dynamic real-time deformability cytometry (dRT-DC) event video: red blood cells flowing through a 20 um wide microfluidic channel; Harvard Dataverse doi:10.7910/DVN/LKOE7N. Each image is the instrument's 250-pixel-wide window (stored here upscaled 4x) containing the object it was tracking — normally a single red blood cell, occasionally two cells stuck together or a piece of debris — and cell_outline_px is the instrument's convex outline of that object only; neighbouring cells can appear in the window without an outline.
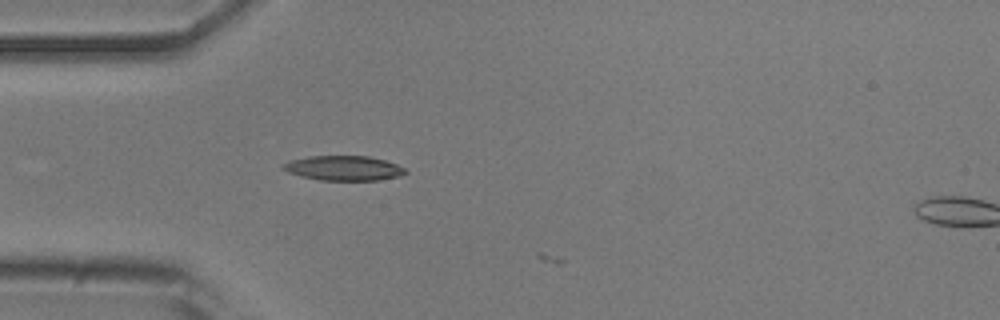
{"species": "common noctule bat (a hibernating species)", "species_latin": "Nyctalus noctula", "temperature_condition": "room temperature", "stored_images_in_passage": 5, "camera_frame_rate_fps": 3000, "um_per_image_px": 0.085, "animal": {"sex": "male", "body_mass_g": 20.5, "forearm_length_mm": 52.5}, "frame": {"image": 1, "passage_image": 4, "time_ms": 1.0, "image_size_px": [1000, 320], "cell_outline_px": [[408, 172], [400, 176], [380, 180], [320, 180], [300, 176], [288, 172], [280, 168], [288, 160], [308, 156], [368, 156], [384, 160], [396, 164], [404, 168]], "centroid_in_image_um": [29.19, 14.29], "position_along_channel_um": 55.8, "area_um2": 17.69}}